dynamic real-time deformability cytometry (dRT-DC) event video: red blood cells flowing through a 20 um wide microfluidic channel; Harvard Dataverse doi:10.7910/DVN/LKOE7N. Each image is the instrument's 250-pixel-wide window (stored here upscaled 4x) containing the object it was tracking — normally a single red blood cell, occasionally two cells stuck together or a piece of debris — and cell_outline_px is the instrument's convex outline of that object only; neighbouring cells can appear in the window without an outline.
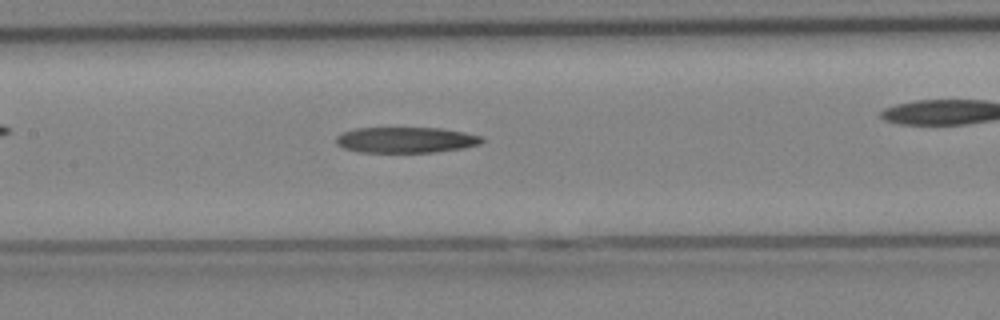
{"species": "Egyptian fruit bat (a non-hibernating species)", "species_latin": "Rousettus aegyptiacus", "temperature_condition": "cold", "stored_images_in_passage": 32, "camera_frame_rate_fps": 3000, "um_per_image_px": 0.085, "animal": {"sex": "female"}, "frame": {"image": 1, "passage_image": 14, "time_ms": 4.333, "image_size_px": [1000, 320], "cell_outline_px": [[484, 140], [480, 144], [464, 148], [432, 152], [360, 152], [344, 148], [336, 144], [336, 136], [344, 132], [356, 128], [440, 128], [464, 132], [484, 136]], "centroid_in_image_um": [34.53, 11.89], "position_along_channel_um": 172.9, "area_um2": 21.91}}